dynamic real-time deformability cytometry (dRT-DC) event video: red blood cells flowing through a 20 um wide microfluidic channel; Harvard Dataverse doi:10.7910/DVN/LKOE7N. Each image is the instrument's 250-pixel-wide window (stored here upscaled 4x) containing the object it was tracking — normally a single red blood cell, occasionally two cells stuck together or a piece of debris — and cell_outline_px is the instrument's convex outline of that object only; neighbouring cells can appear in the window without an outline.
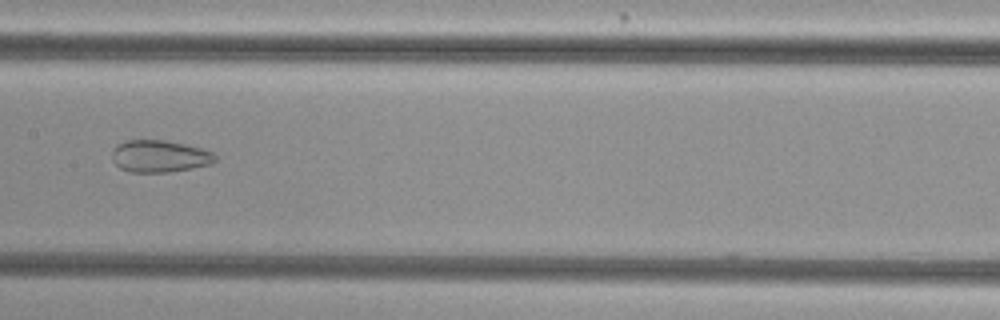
{"species": "common noctule bat (a hibernating species)", "species_latin": "Nyctalus noctula", "temperature_condition": "cold", "stored_images_in_passage": 31, "camera_frame_rate_fps": 3000, "um_per_image_px": 0.085, "animal": {"sex": "female", "body_mass_g": 29.2, "forearm_length_mm": 56.3}, "frame": {"image": 1, "passage_image": 10, "time_ms": 3.0, "image_size_px": [1000, 320], "cell_outline_px": [[216, 160], [208, 164], [192, 168], [168, 172], [132, 172], [120, 168], [112, 160], [112, 152], [120, 144], [128, 140], [164, 140], [184, 144], [200, 148], [212, 152], [216, 156]], "centroid_in_image_um": [13.56, 13.28], "position_along_channel_um": 193.8, "area_um2": 18.96}}